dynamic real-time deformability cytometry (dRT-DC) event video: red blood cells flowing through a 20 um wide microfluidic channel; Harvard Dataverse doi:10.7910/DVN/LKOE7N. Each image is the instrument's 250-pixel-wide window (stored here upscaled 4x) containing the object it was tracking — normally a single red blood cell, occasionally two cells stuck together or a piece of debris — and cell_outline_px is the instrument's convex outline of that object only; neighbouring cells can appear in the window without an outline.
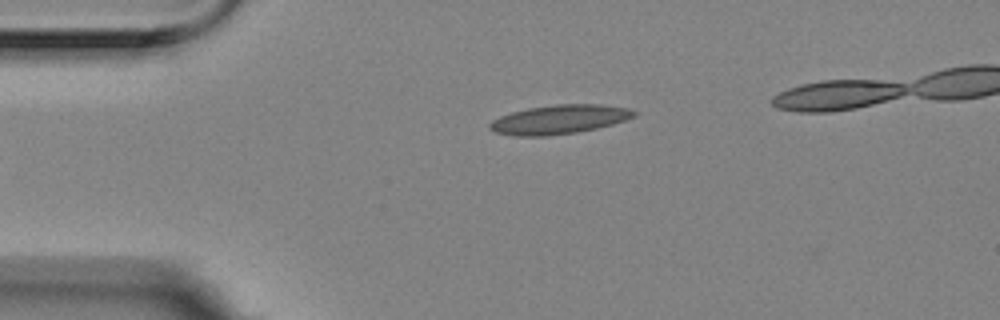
{"species": "Egyptian fruit bat (a non-hibernating species)", "species_latin": "Rousettus aegyptiacus", "temperature_condition": "room temperature", "stored_images_in_passage": 6, "camera_frame_rate_fps": 3000, "um_per_image_px": 0.085, "animal": {"sex": "female"}, "frame": {"image": 1, "passage_image": 6, "time_ms": 1.667, "image_size_px": [1000, 320], "cell_outline_px": [[636, 116], [612, 124], [596, 128], [576, 132], [548, 136], [516, 136], [496, 132], [488, 128], [488, 124], [492, 120], [500, 116], [512, 112], [528, 108], [556, 104], [600, 104], [628, 108], [636, 112]], "centroid_in_image_um": [47.51, 10.15], "position_along_channel_um": 37.5, "area_um2": 24.33}}